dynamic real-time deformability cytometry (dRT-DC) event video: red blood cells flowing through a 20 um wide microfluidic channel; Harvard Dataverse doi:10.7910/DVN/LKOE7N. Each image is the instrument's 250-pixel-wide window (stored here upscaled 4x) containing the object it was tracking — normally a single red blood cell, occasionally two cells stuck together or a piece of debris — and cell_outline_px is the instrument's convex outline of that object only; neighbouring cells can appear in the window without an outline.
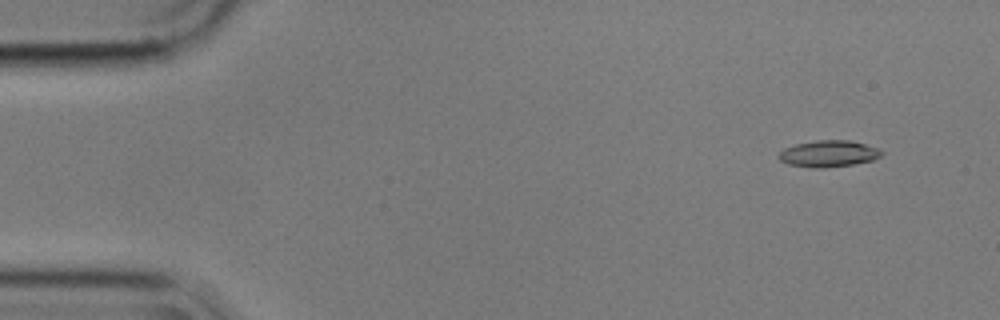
{"species": "common noctule bat (a hibernating species)", "species_latin": "Nyctalus noctula", "temperature_condition": "cold", "stored_images_in_passage": 4, "camera_frame_rate_fps": 3000, "um_per_image_px": 0.085, "animal": {"sex": "male", "body_mass_g": 17.9}, "frame": {"image": 1, "passage_image": 1, "time_ms": 0.0, "image_size_px": [1000, 320], "cell_outline_px": [[884, 152], [880, 156], [872, 160], [852, 164], [824, 168], [812, 168], [788, 164], [780, 160], [776, 156], [784, 148], [796, 144], [816, 140], [848, 140], [880, 148]], "centroid_in_image_um": [70.41, 13.06], "position_along_channel_um": 14.6, "area_um2": 15.9}}
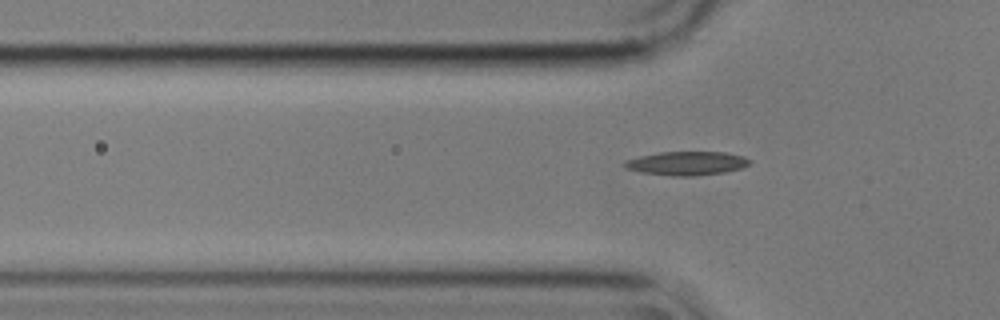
{"frame": {"image": 2, "passage_image": 4, "time_ms": 1.0, "image_size_px": [1000, 320], "cell_outline_px": [[752, 160], [744, 168], [724, 172], [692, 176], [672, 176], [640, 172], [624, 168], [624, 160], [640, 156], [660, 152], [728, 152], [744, 156]], "centroid_in_image_um": [58.39, 13.88], "position_along_channel_um": 67.4, "area_um2": 17.46}}